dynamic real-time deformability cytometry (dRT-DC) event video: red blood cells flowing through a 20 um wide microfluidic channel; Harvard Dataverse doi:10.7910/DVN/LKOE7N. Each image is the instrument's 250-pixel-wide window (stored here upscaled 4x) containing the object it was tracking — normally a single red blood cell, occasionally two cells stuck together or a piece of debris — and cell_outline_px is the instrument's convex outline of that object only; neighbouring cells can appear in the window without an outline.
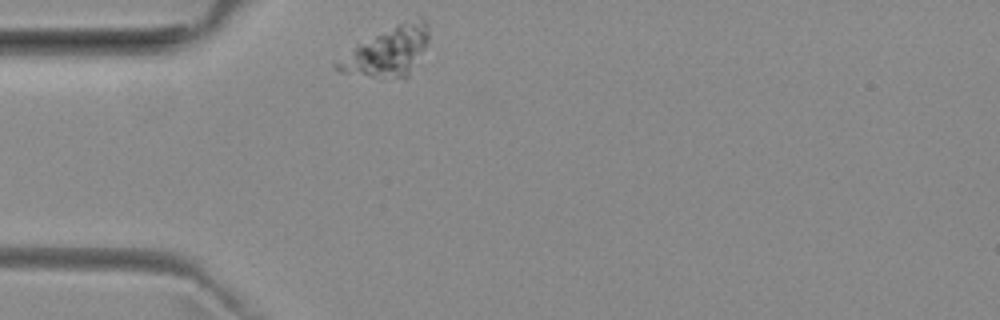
{"species": "common noctule bat (a hibernating species)", "species_latin": "Nyctalus noctula", "temperature_condition": "room temperature", "stored_images_in_passage": 5, "camera_frame_rate_fps": 3000, "um_per_image_px": 0.085, "animal": {"sex": "female", "body_mass_g": 29.2, "forearm_length_mm": 56.3}, "frame": {"image": 1, "passage_image": 1, "time_ms": 0.0, "image_size_px": [1000, 320], "cell_outline_px": [[428, 40], [424, 48], [408, 76], [404, 80], [384, 80], [340, 72], [332, 64], [356, 44], [396, 24], [420, 16], [428, 20]], "centroid_in_image_um": [32.93, 4.42], "position_along_channel_um": 52.1, "area_um2": 26.65}}